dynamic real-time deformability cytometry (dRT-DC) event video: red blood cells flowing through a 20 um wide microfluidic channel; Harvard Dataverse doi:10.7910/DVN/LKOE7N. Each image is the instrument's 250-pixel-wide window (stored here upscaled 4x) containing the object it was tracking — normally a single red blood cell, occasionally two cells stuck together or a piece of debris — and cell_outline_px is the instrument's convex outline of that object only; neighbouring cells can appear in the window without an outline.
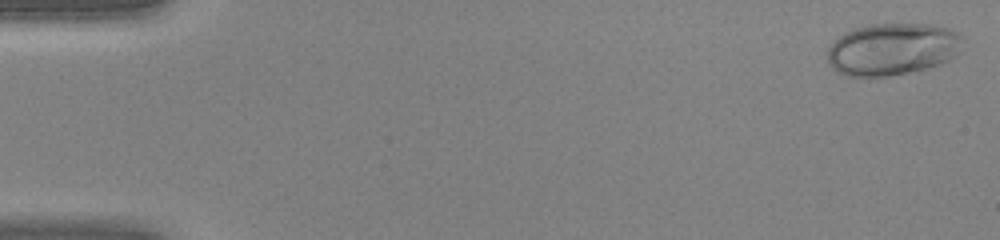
{"species": "human", "species_latin": "Homo sapiens", "temperature_condition": "warm", "stored_images_in_passage": 44, "camera_frame_rate_fps": 3000, "um_per_image_px": 0.085, "donor": {"sex": "female"}, "frame": {"image": 1, "passage_image": 1, "time_ms": 0.0, "image_size_px": [1000, 240], "cell_outline_px": [[964, 36], [956, 56], [940, 64], [928, 68], [876, 80], [844, 76], [836, 72], [828, 64], [828, 48], [840, 36], [856, 28], [872, 24], [932, 24], [948, 28]], "centroid_in_image_um": [75.84, 4.23], "position_along_channel_um": 9.2, "area_um2": 41.91}}
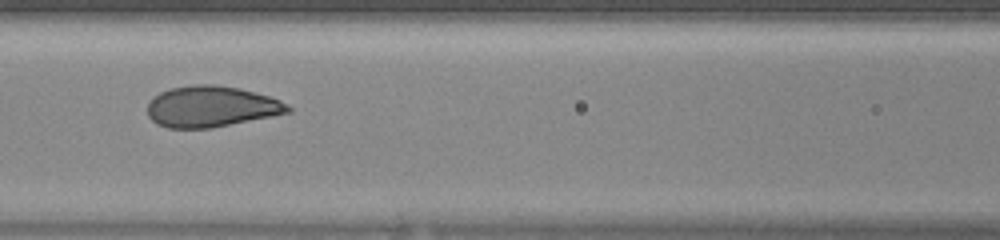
{"frame": {"image": 2, "passage_image": 20, "time_ms": 6.333, "image_size_px": [1000, 240], "cell_outline_px": [[292, 112], [212, 128], [168, 128], [156, 124], [148, 116], [148, 104], [152, 96], [168, 88], [192, 84], [212, 84], [240, 88], [268, 96], [280, 100], [288, 104], [292, 108]], "centroid_in_image_um": [17.94, 9.05], "position_along_channel_um": 148.7, "area_um2": 33.87}}
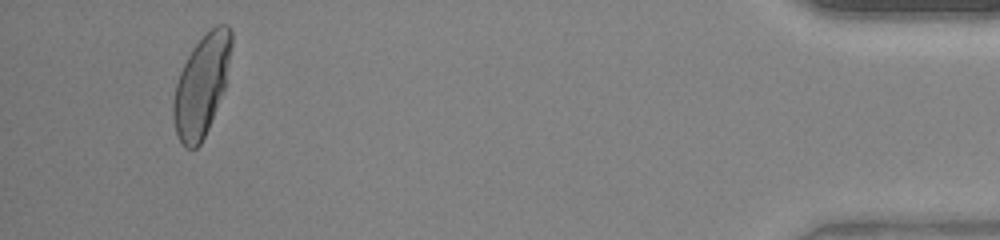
{"frame": {"image": 3, "passage_image": 42, "time_ms": 13.667, "image_size_px": [1000, 240], "cell_outline_px": [[232, 44], [224, 88], [208, 128], [200, 144], [196, 148], [184, 148], [180, 144], [176, 132], [172, 116], [172, 100], [176, 84], [180, 72], [192, 48], [216, 24], [228, 24], [232, 32]], "centroid_in_image_um": [17.11, 7.28], "position_along_channel_um": 418.1, "area_um2": 33.76}}